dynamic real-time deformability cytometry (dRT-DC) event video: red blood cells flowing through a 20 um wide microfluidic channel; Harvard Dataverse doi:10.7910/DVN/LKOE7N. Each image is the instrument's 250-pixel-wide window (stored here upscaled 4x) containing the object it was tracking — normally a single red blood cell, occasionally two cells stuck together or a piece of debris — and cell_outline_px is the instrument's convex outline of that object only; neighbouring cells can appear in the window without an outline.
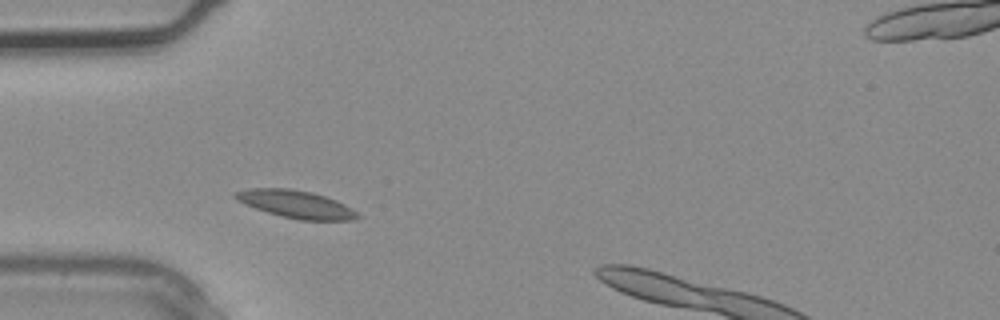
{"species": "common noctule bat (a hibernating species)", "species_latin": "Nyctalus noctula", "temperature_condition": "warm", "stored_images_in_passage": 4, "camera_frame_rate_fps": 3000, "um_per_image_px": 0.085, "animal": {"sex": "male", "body_mass_g": 20.4}, "frame": {"image": 1, "passage_image": 2, "time_ms": 0.333, "image_size_px": [1000, 320], "cell_outline_px": [[360, 216], [356, 220], [300, 220], [280, 216], [244, 204], [236, 200], [232, 196], [232, 192], [248, 188], [288, 188], [312, 192], [336, 200], [352, 208]], "centroid_in_image_um": [25.12, 17.35], "position_along_channel_um": 59.9, "area_um2": 19.77}}